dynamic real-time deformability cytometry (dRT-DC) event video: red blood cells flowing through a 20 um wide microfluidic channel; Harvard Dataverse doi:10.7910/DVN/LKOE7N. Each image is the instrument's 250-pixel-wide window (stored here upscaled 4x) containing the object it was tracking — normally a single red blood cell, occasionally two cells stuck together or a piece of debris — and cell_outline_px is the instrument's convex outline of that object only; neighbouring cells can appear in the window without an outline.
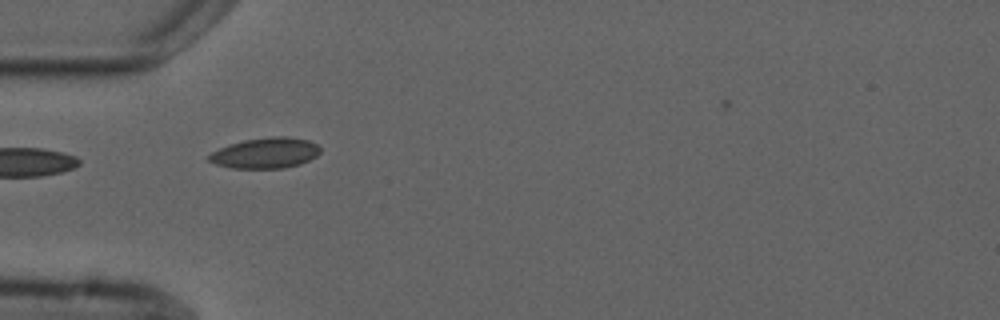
{"species": "common noctule bat (a hibernating species)", "species_latin": "Nyctalus noctula", "temperature_condition": "cold", "stored_images_in_passage": 5, "camera_frame_rate_fps": 3000, "um_per_image_px": 0.085, "animal": {"sex": "male", "forearm_length_mm": 52.5}, "frame": {"image": 1, "passage_image": 3, "time_ms": 2.333, "image_size_px": [1000, 320], "cell_outline_px": [[320, 152], [316, 156], [300, 164], [284, 168], [232, 168], [216, 164], [208, 160], [208, 156], [212, 152], [228, 144], [244, 140], [272, 136], [288, 136], [308, 140], [316, 144], [320, 148]], "centroid_in_image_um": [22.56, 13.0], "position_along_channel_um": 62.4, "area_um2": 19.83}}
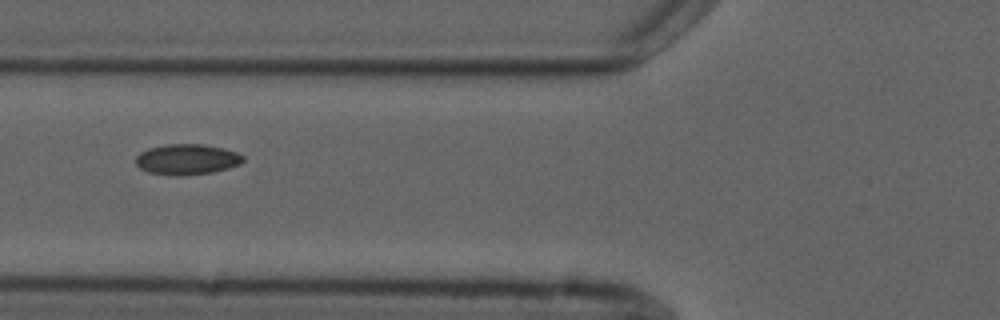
{"frame": {"image": 2, "passage_image": 4, "time_ms": 3.667, "image_size_px": [1000, 320], "cell_outline_px": [[244, 160], [240, 164], [228, 168], [212, 172], [180, 176], [176, 176], [148, 172], [140, 168], [136, 164], [136, 156], [140, 152], [148, 148], [168, 144], [204, 144], [224, 148], [236, 152], [244, 156]], "centroid_in_image_um": [15.89, 13.54], "position_along_channel_um": 109.9, "area_um2": 19.19}}
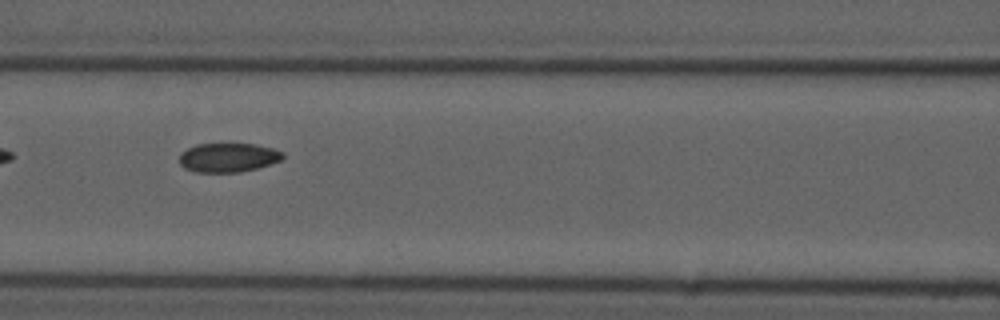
{"frame": {"image": 3, "passage_image": 5, "time_ms": 4.667, "image_size_px": [1000, 320], "cell_outline_px": [[284, 156], [280, 160], [256, 168], [240, 172], [196, 172], [184, 168], [180, 164], [180, 152], [196, 144], [252, 144], [272, 148], [284, 152]], "centroid_in_image_um": [19.36, 13.39], "position_along_channel_um": 147.2, "area_um2": 17.4}}